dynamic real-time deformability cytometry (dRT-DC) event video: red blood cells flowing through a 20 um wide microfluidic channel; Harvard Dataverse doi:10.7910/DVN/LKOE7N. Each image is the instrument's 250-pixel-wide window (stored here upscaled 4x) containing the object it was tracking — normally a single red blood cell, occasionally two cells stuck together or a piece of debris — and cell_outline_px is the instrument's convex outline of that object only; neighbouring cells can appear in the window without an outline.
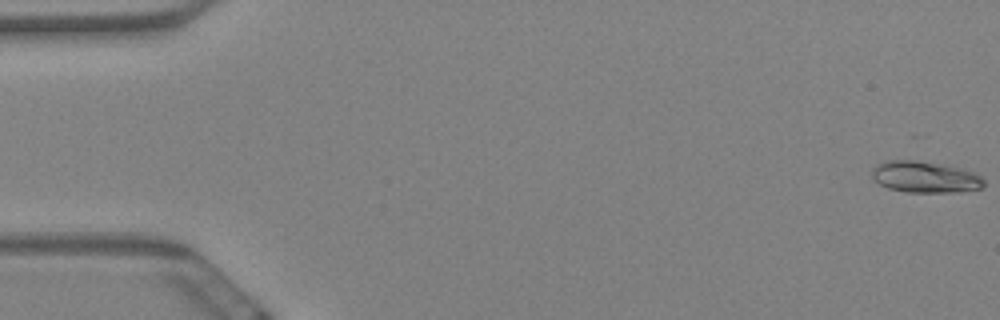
{"species": "Egyptian fruit bat (a non-hibernating species)", "species_latin": "Rousettus aegyptiacus", "temperature_condition": "warm", "stored_images_in_passage": 59, "camera_frame_rate_fps": 3000, "um_per_image_px": 0.085, "animal": {"sex": "female"}, "frame": {"image": 1, "passage_image": 1, "time_ms": 0.0, "image_size_px": [1000, 320], "cell_outline_px": [[984, 188], [952, 192], [908, 192], [888, 188], [880, 184], [872, 176], [872, 168], [876, 164], [888, 160], [916, 160], [964, 168], [980, 176], [984, 180]], "centroid_in_image_um": [78.63, 15.04], "position_along_channel_um": 6.4, "area_um2": 20.46}}
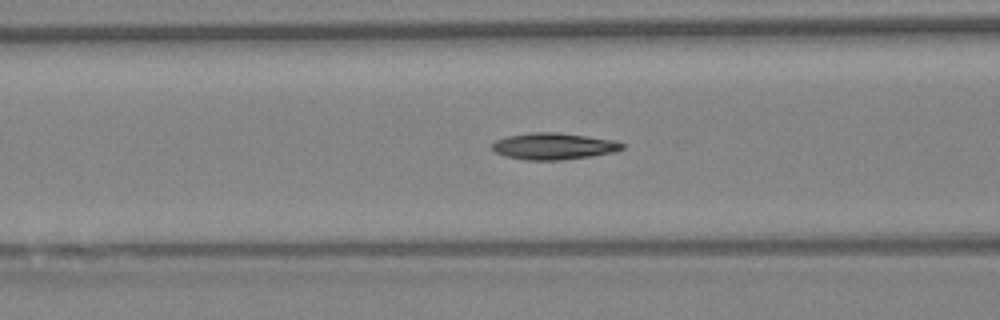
{"frame": {"image": 2, "passage_image": 24, "time_ms": 7.667, "image_size_px": [1000, 320], "cell_outline_px": [[624, 148], [612, 152], [564, 160], [528, 160], [504, 156], [496, 152], [492, 148], [492, 144], [496, 140], [508, 136], [528, 132], [556, 132], [612, 140], [624, 144]], "centroid_in_image_um": [47.01, 12.43], "position_along_channel_um": 119.6, "area_um2": 19.88}}
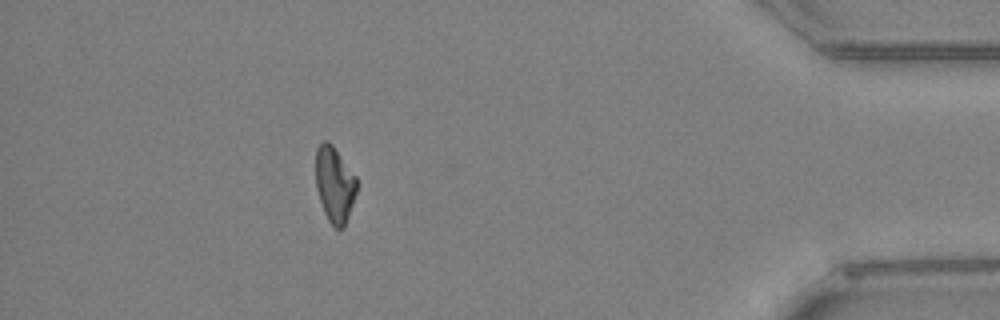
{"frame": {"image": 3, "passage_image": 53, "time_ms": 17.333, "image_size_px": [1000, 320], "cell_outline_px": [[356, 192], [344, 228], [336, 228], [328, 220], [324, 212], [316, 188], [316, 148], [324, 140], [328, 140], [332, 144], [356, 176]], "centroid_in_image_um": [28.43, 15.65], "position_along_channel_um": 406.8, "area_um2": 17.92}, "authors_computed_cell_mechanics": {"area_um2": 19.3052, "velocity_mm_per_s": 3.4954, "shape_relaxation_time_tau1_ms": 7.8544, "shape_relaxation_time_tau2_ms": 6.5645, "deformation_change_tau1": 0.1986, "deformation_change_tau2": 0.1235}}